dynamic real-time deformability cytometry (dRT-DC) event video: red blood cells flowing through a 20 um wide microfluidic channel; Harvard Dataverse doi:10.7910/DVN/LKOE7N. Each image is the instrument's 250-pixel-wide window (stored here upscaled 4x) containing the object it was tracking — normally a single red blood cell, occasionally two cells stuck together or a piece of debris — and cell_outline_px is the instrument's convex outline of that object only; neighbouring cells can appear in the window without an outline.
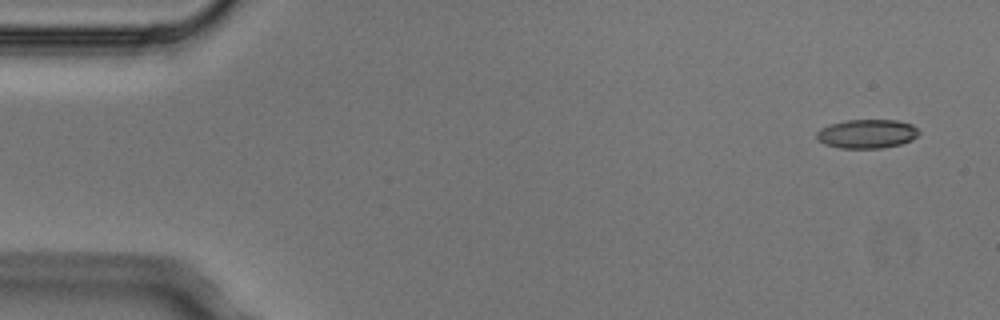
{"species": "Egyptian fruit bat (a non-hibernating species)", "species_latin": "Rousettus aegyptiacus", "temperature_condition": "cold", "stored_images_in_passage": 4, "camera_frame_rate_fps": 3000, "um_per_image_px": 0.085, "animal": {"sex": "male"}, "frame": {"image": 1, "passage_image": 1, "time_ms": 0.0, "image_size_px": [1000, 320], "cell_outline_px": [[920, 132], [912, 140], [900, 144], [880, 148], [840, 148], [824, 144], [816, 136], [816, 132], [820, 128], [828, 124], [848, 120], [896, 120], [912, 124]], "centroid_in_image_um": [73.67, 11.37], "position_along_channel_um": 11.3, "area_um2": 17.22}}
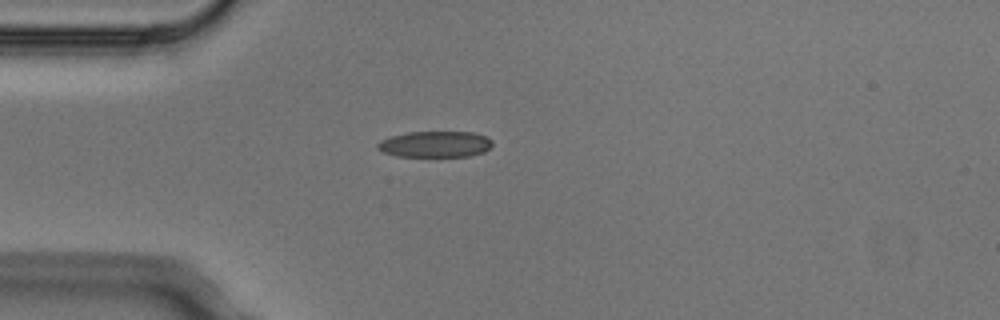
{"frame": {"image": 2, "passage_image": 4, "time_ms": 1.0, "image_size_px": [1000, 320], "cell_outline_px": [[492, 144], [484, 152], [472, 156], [396, 156], [384, 152], [376, 148], [376, 144], [380, 140], [392, 136], [408, 132], [472, 132], [488, 136], [492, 140]], "centroid_in_image_um": [37.0, 12.25], "position_along_channel_um": 48.0, "area_um2": 17.51}}